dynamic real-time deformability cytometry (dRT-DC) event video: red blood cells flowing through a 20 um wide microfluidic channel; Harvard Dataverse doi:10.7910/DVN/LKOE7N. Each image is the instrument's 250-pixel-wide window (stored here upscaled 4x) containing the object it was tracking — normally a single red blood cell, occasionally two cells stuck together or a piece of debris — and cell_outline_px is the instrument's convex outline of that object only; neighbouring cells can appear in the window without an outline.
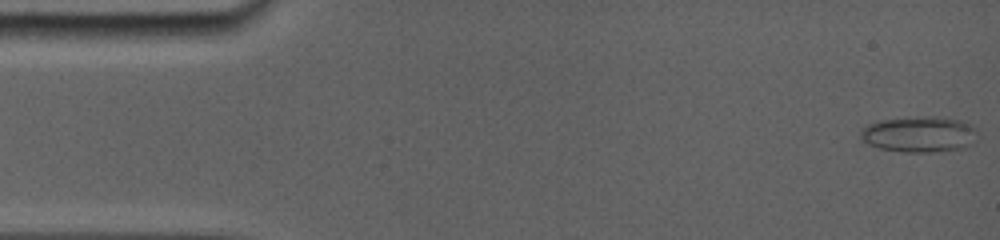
{"species": "common noctule bat (a hibernating species)", "species_latin": "Nyctalus noctula", "temperature_condition": "room temperature", "stored_images_in_passage": 9, "camera_frame_rate_fps": 5000, "um_per_image_px": 0.085, "animal": {"sex": "female", "body_mass_g": 19.0, "forearm_length_mm": 56.7}, "frame": {"image": 1, "passage_image": 1, "time_ms": 0.0, "image_size_px": [1000, 240], "cell_outline_px": [[968, 128], [944, 148], [888, 148], [876, 144], [868, 140], [864, 136], [864, 128], [872, 124], [888, 120], [952, 120]], "centroid_in_image_um": [77.68, 11.34], "position_along_channel_um": 7.3, "area_um2": 17.46}}
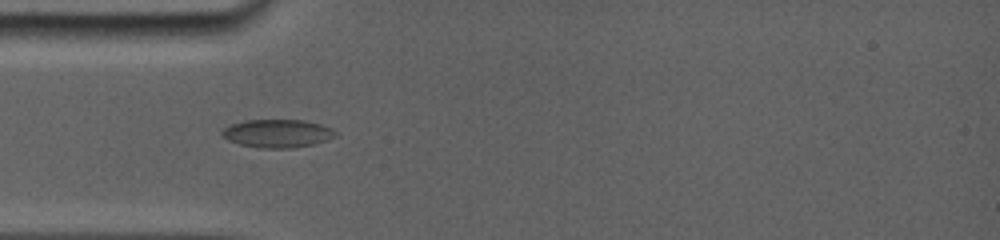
{"frame": {"image": 2, "passage_image": 8, "time_ms": 4.6, "image_size_px": [1000, 240], "cell_outline_px": [[328, 128], [324, 140], [312, 144], [284, 148], [268, 148], [240, 144], [224, 136], [224, 128], [232, 124], [244, 120], [304, 120], [320, 124]], "centroid_in_image_um": [23.45, 11.32], "position_along_channel_um": 61.6, "area_um2": 17.28}}
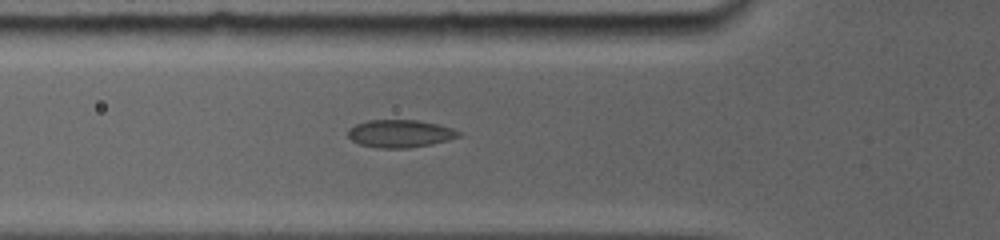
{"frame": {"image": 3, "passage_image": 9, "time_ms": 5.4, "image_size_px": [1000, 240], "cell_outline_px": [[460, 136], [428, 144], [408, 148], [384, 148], [360, 144], [352, 140], [348, 136], [348, 132], [356, 124], [368, 120], [416, 120], [436, 124], [460, 132]], "centroid_in_image_um": [33.95, 11.35], "position_along_channel_um": 91.8, "area_um2": 17.22}}